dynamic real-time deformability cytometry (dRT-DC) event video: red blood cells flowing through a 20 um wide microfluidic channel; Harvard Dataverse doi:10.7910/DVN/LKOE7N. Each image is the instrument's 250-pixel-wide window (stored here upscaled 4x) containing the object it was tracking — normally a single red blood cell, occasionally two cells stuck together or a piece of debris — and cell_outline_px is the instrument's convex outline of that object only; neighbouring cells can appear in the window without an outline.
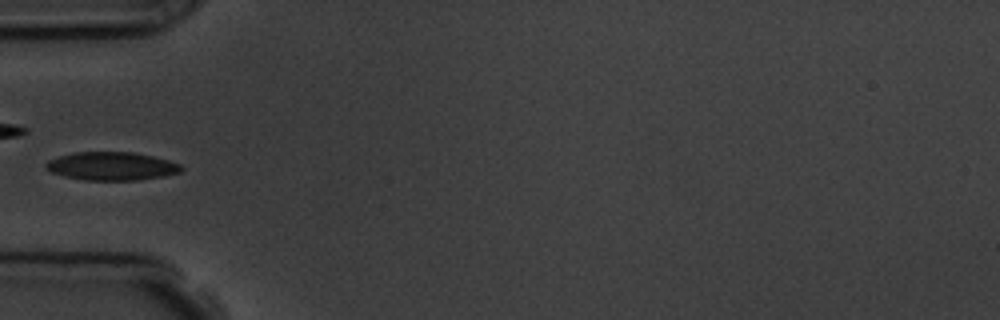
{"species": "common noctule bat (a hibernating species)", "species_latin": "Nyctalus noctula", "temperature_condition": "room temperature", "stored_images_in_passage": 6, "camera_frame_rate_fps": 3000, "um_per_image_px": 0.085, "animal": {"sex": "male", "body_mass_g": 19.5, "forearm_length_mm": 54.6}, "frame": {"image": 1, "passage_image": 6, "time_ms": 5.667, "image_size_px": [1000, 320], "cell_outline_px": [[184, 168], [180, 172], [164, 176], [140, 180], [84, 180], [64, 176], [52, 172], [44, 168], [44, 164], [48, 160], [72, 152], [132, 152], [152, 156], [168, 160], [180, 164]], "centroid_in_image_um": [9.48, 14.12], "position_along_channel_um": 75.5, "area_um2": 22.37}}